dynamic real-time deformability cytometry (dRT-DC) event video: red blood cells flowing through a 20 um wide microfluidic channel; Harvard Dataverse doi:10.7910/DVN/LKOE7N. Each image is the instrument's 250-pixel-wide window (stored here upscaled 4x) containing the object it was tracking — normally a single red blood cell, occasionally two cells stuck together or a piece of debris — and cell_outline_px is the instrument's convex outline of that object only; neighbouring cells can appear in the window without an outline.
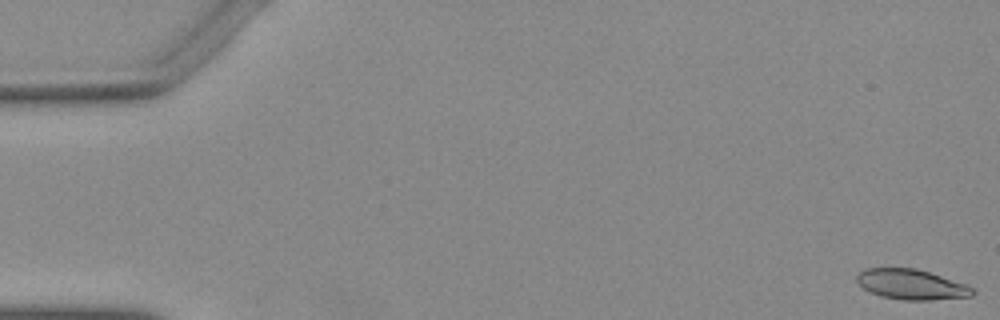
{"species": "Egyptian fruit bat (a non-hibernating species)", "species_latin": "Rousettus aegyptiacus", "temperature_condition": "warm", "stored_images_in_passage": 50, "camera_frame_rate_fps": 3000, "um_per_image_px": 0.085, "animal": {"sex": "female"}, "frame": {"image": 1, "passage_image": 1, "time_ms": 0.0, "image_size_px": [1000, 320], "cell_outline_px": [[976, 292], [972, 296], [932, 300], [904, 300], [880, 296], [864, 288], [856, 280], [856, 276], [864, 268], [916, 268], [968, 284]], "centroid_in_image_um": [77.5, 24.17], "position_along_channel_um": 7.5, "area_um2": 20.4}}
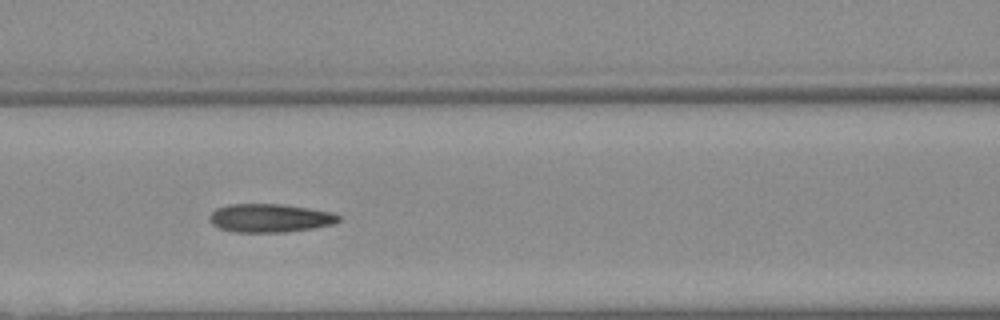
{"frame": {"image": 2, "passage_image": 23, "time_ms": 7.333, "image_size_px": [1000, 320], "cell_outline_px": [[340, 220], [332, 224], [312, 228], [284, 232], [236, 232], [220, 228], [212, 224], [208, 220], [208, 216], [216, 208], [228, 204], [284, 204], [332, 212], [340, 216]], "centroid_in_image_um": [22.91, 18.52], "position_along_channel_um": 143.7, "area_um2": 21.39}}
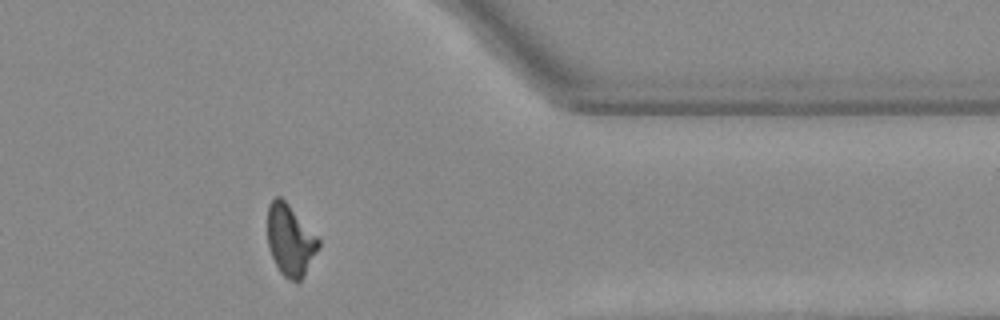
{"frame": {"image": 3, "passage_image": 43, "time_ms": 14.0, "image_size_px": [1000, 320], "cell_outline_px": [[320, 248], [304, 276], [296, 284], [284, 276], [280, 272], [272, 256], [268, 244], [268, 204], [276, 196], [280, 196], [288, 204], [320, 240]], "centroid_in_image_um": [24.68, 20.45], "position_along_channel_um": 386.7, "area_um2": 21.04}}